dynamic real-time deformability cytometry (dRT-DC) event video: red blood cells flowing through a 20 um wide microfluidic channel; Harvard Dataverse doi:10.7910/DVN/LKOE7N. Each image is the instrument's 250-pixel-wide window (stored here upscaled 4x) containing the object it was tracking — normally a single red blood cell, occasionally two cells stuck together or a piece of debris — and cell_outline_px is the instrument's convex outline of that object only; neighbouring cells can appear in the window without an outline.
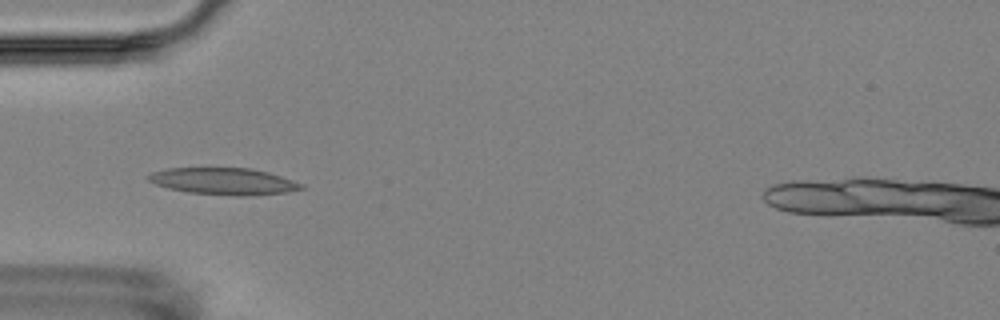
{"species": "Egyptian fruit bat (a non-hibernating species)", "species_latin": "Rousettus aegyptiacus", "temperature_condition": "room temperature", "stored_images_in_passage": 18, "camera_frame_rate_fps": 3000, "um_per_image_px": 0.085, "animal": {"sex": "female"}, "frame": {"image": 1, "passage_image": 6, "time_ms": 5.667, "image_size_px": [1000, 320], "cell_outline_px": [[304, 188], [288, 192], [244, 196], [240, 196], [188, 192], [168, 188], [156, 184], [148, 180], [144, 176], [152, 172], [168, 168], [252, 168], [268, 172], [304, 184]], "centroid_in_image_um": [19.0, 15.4], "position_along_channel_um": 66.0, "area_um2": 23.81}}
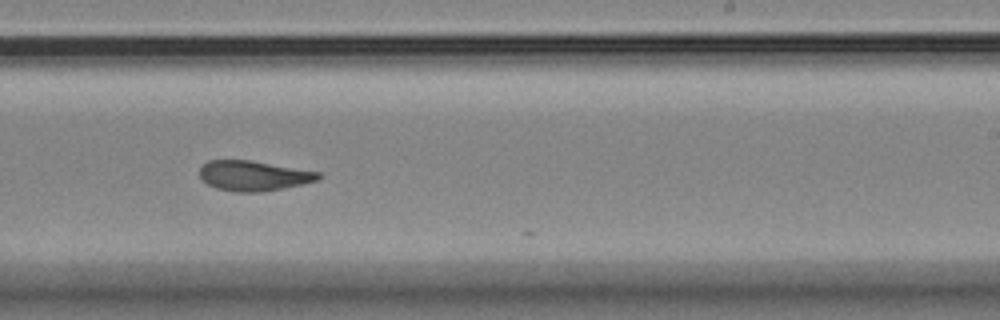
{"frame": {"image": 2, "passage_image": 11, "time_ms": 11.333, "image_size_px": [1000, 320], "cell_outline_px": [[324, 176], [320, 180], [284, 188], [260, 192], [236, 192], [216, 188], [200, 180], [200, 168], [208, 160], [248, 160], [320, 172]], "centroid_in_image_um": [21.57, 14.94], "position_along_channel_um": 267.4, "area_um2": 20.87}}
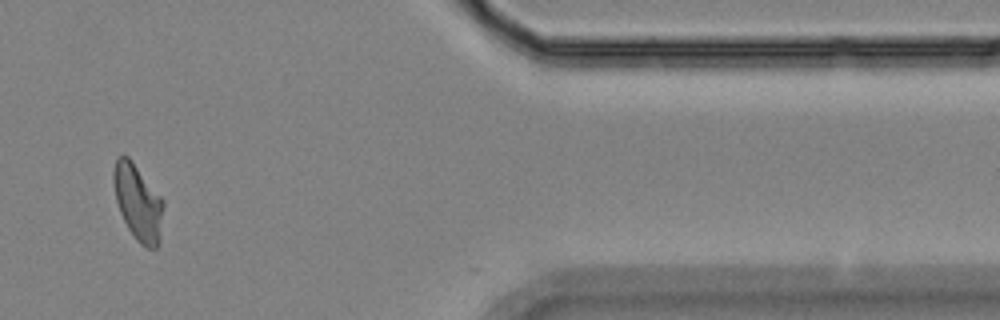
{"frame": {"image": 3, "passage_image": 15, "time_ms": 16.0, "image_size_px": [1000, 320], "cell_outline_px": [[164, 204], [160, 244], [156, 248], [148, 248], [140, 244], [136, 240], [128, 228], [120, 212], [116, 200], [112, 176], [112, 172], [116, 156], [128, 156], [164, 200]], "centroid_in_image_um": [11.74, 17.22], "position_along_channel_um": 399.7, "area_um2": 22.2}}